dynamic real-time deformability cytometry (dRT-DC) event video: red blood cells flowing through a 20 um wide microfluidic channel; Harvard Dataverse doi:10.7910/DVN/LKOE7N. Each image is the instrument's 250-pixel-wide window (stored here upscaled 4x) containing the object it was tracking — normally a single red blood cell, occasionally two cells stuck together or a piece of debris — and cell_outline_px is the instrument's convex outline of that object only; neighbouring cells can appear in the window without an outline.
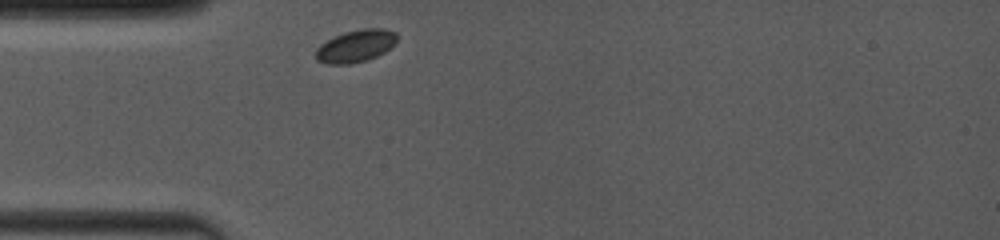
{"species": "common noctule bat (a hibernating species)", "species_latin": "Nyctalus noctula", "temperature_condition": "room temperature", "stored_images_in_passage": 21, "camera_frame_rate_fps": 4000, "um_per_image_px": 0.085, "animal": {"sex": "female", "body_mass_g": 19.0, "forearm_length_mm": 53.3}, "frame": {"image": 1, "passage_image": 1, "time_ms": 0.0, "image_size_px": [1000, 240], "cell_outline_px": [[396, 44], [384, 52], [376, 56], [364, 60], [348, 64], [328, 64], [316, 60], [316, 48], [320, 44], [332, 36], [344, 32], [364, 28], [384, 28], [396, 32]], "centroid_in_image_um": [30.22, 3.89], "position_along_channel_um": 54.8, "area_um2": 15.37}}
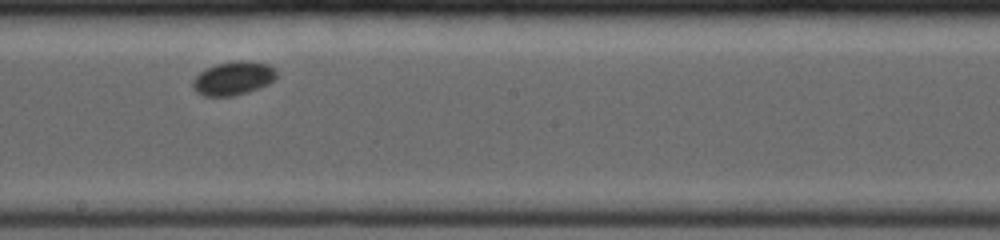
{"frame": {"image": 2, "passage_image": 10, "time_ms": 4.75, "image_size_px": [1000, 240], "cell_outline_px": [[276, 76], [268, 84], [248, 92], [232, 96], [204, 96], [196, 92], [192, 84], [192, 80], [200, 72], [216, 64], [240, 60], [248, 60], [268, 64], [276, 68]], "centroid_in_image_um": [19.83, 6.65], "position_along_channel_um": 228.4, "area_um2": 16.36}}
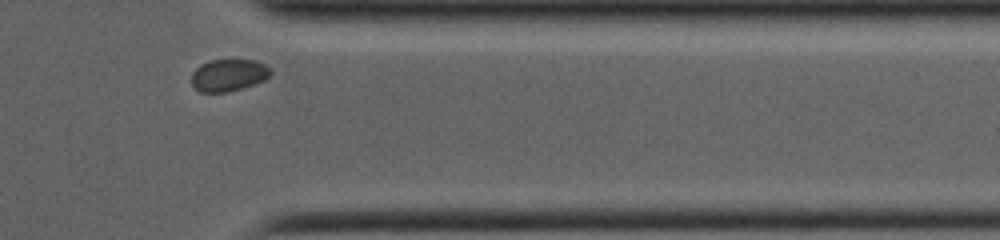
{"frame": {"image": 3, "passage_image": 18, "time_ms": 9.0, "image_size_px": [1000, 240], "cell_outline_px": [[272, 72], [264, 80], [256, 84], [244, 88], [228, 92], [200, 92], [192, 84], [192, 72], [200, 64], [212, 60], [256, 60], [264, 64]], "centroid_in_image_um": [19.43, 6.39], "position_along_channel_um": 392.0, "area_um2": 14.8}, "authors_computed_cell_mechanics": {"area_um2": 15.6638, "velocity_mm_per_s": 3.7993, "shape_relaxation_time_tau1_ms": 0.9497, "shape_relaxation_time_tau2_ms": null, "deformation_change_tau1": 0.0393, "deformation_change_tau2": null}}